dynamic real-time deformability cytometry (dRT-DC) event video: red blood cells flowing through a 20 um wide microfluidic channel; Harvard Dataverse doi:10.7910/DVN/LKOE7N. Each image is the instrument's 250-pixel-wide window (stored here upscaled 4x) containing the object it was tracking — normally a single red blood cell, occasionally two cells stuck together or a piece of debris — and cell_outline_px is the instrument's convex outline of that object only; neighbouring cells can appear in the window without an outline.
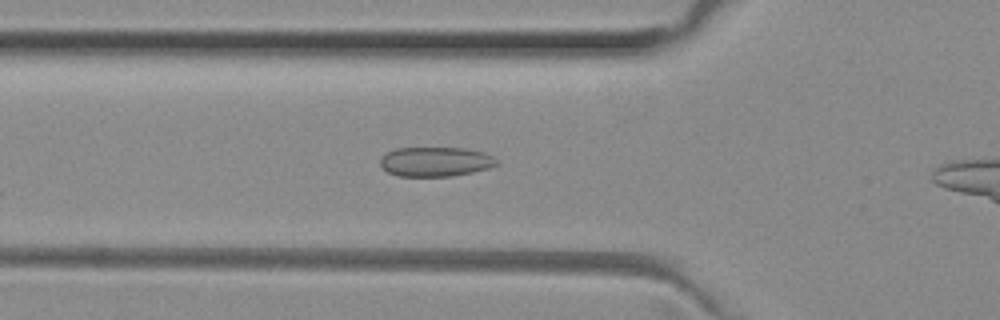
{"species": "common noctule bat (a hibernating species)", "species_latin": "Nyctalus noctula", "temperature_condition": "room temperature", "stored_images_in_passage": 15, "camera_frame_rate_fps": 3000, "um_per_image_px": 0.085, "animal": {"sex": "female", "body_mass_g": 29.2, "forearm_length_mm": 56.3}, "frame": {"image": 1, "passage_image": 5, "time_ms": 1.333, "image_size_px": [1000, 320], "cell_outline_px": [[500, 164], [488, 168], [472, 172], [452, 176], [400, 176], [388, 172], [380, 168], [380, 156], [396, 148], [464, 148], [484, 152], [492, 156]], "centroid_in_image_um": [36.99, 13.74], "position_along_channel_um": 88.8, "area_um2": 20.11}}
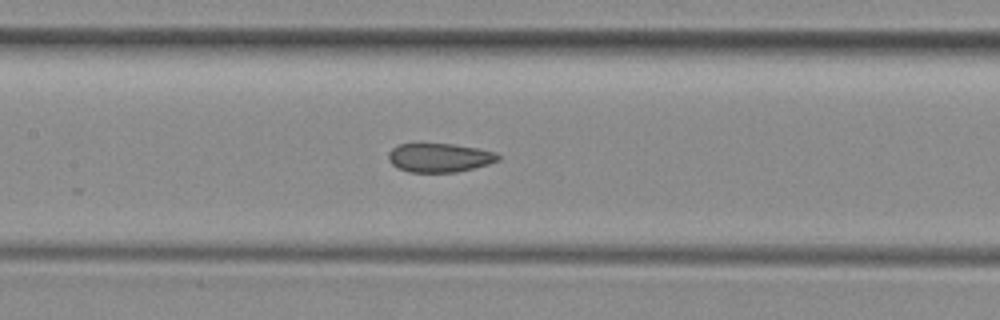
{"frame": {"image": 2, "passage_image": 11, "time_ms": 3.333, "image_size_px": [1000, 320], "cell_outline_px": [[500, 160], [488, 164], [456, 172], [408, 172], [396, 168], [388, 160], [388, 152], [392, 148], [400, 144], [452, 144], [476, 148], [496, 152], [500, 156]], "centroid_in_image_um": [37.33, 13.41], "position_along_channel_um": 170.1, "area_um2": 18.44}}
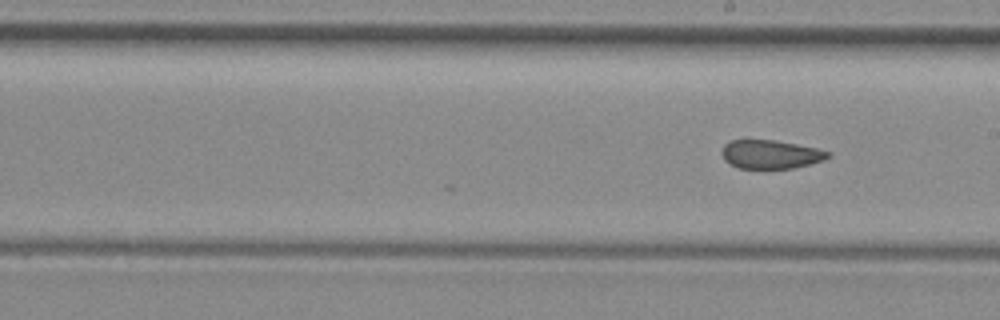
{"frame": {"image": 3, "passage_image": 15, "time_ms": 4.667, "image_size_px": [1000, 320], "cell_outline_px": [[832, 156], [824, 160], [792, 168], [736, 168], [728, 164], [724, 160], [720, 152], [724, 144], [732, 140], [776, 140], [816, 148], [832, 152]], "centroid_in_image_um": [65.48, 13.12], "position_along_channel_um": 223.5, "area_um2": 17.86}}